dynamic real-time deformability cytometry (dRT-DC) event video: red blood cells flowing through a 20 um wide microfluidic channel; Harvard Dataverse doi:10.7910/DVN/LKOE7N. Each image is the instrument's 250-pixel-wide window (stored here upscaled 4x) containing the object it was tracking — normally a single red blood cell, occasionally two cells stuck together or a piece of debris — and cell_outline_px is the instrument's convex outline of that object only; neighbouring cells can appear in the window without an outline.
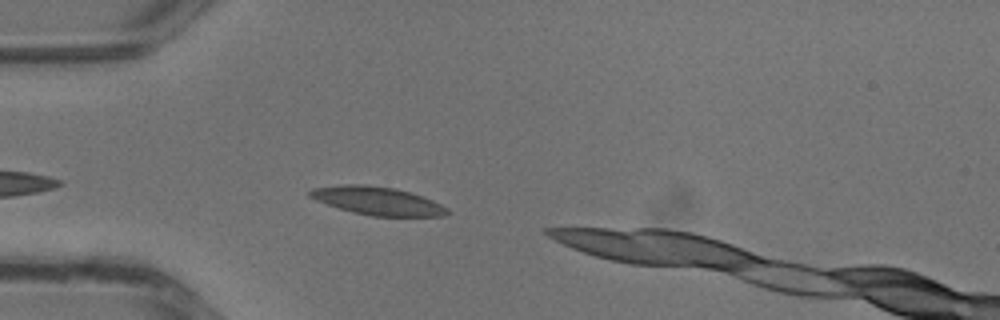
{"species": "common noctule bat (a hibernating species)", "species_latin": "Nyctalus noctula", "temperature_condition": "warm", "stored_images_in_passage": 27, "camera_frame_rate_fps": 3000, "um_per_image_px": 0.085, "animal": {"sex": "male", "body_mass_g": 13.3}, "frame": {"image": 1, "passage_image": 2, "time_ms": 0.333, "image_size_px": [1000, 320], "cell_outline_px": [[448, 212], [444, 216], [372, 216], [352, 212], [316, 200], [308, 196], [308, 192], [312, 188], [344, 184], [364, 184], [396, 188], [412, 192], [432, 200], [448, 208]], "centroid_in_image_um": [32.08, 17.06], "position_along_channel_um": 52.9, "area_um2": 22.54}}
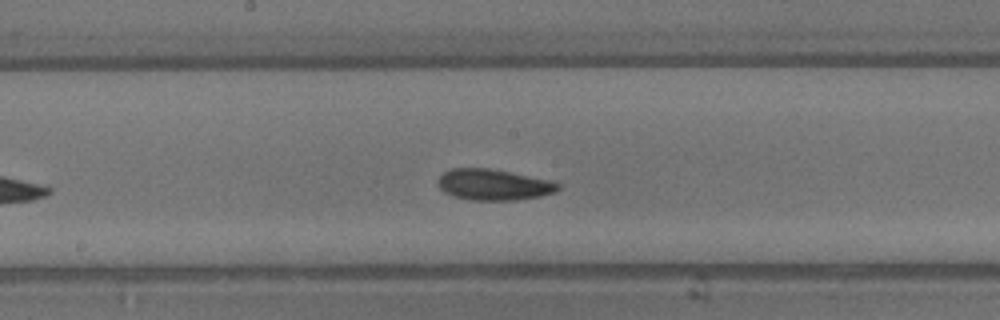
{"frame": {"image": 2, "passage_image": 11, "time_ms": 3.333, "image_size_px": [1000, 320], "cell_outline_px": [[560, 188], [556, 192], [540, 196], [516, 200], [468, 200], [452, 196], [444, 192], [436, 184], [440, 176], [444, 172], [452, 168], [488, 168], [552, 180], [560, 184]], "centroid_in_image_um": [41.95, 15.7], "position_along_channel_um": 206.3, "area_um2": 21.85}}
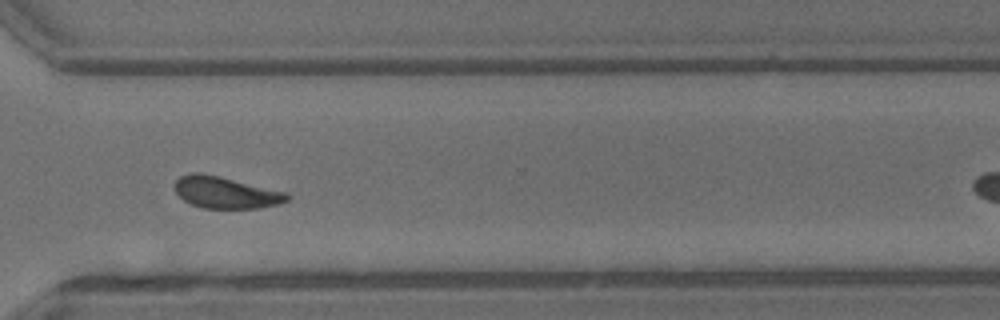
{"frame": {"image": 3, "passage_image": 19, "time_ms": 6.0, "image_size_px": [1000, 320], "cell_outline_px": [[292, 196], [288, 200], [280, 204], [260, 208], [204, 208], [192, 204], [184, 200], [176, 192], [176, 180], [180, 176], [192, 172], [200, 172], [220, 176], [288, 192]], "centroid_in_image_um": [19.25, 16.35], "position_along_channel_um": 351.4, "area_um2": 20.87}}